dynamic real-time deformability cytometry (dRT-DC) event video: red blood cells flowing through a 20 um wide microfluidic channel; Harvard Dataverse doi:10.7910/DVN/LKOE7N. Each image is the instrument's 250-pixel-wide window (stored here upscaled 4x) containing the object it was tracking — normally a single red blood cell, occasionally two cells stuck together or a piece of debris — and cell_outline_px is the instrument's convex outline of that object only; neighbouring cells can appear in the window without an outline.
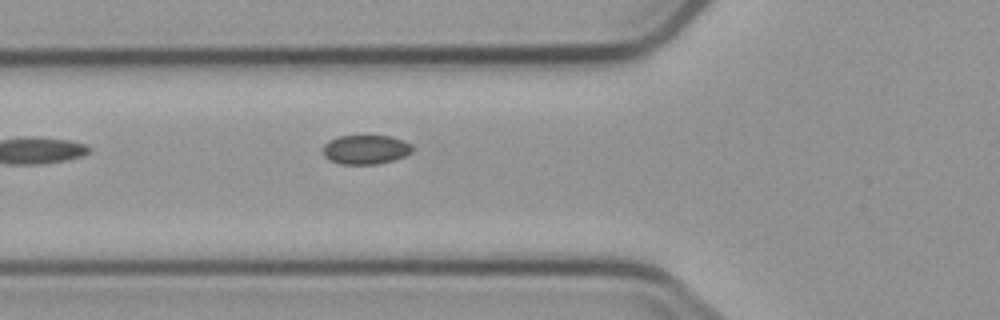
{"species": "common noctule bat (a hibernating species)", "species_latin": "Nyctalus noctula", "temperature_condition": "cold", "stored_images_in_passage": 6, "segment_of_instrument_passage": [2, 2], "camera_frame_rate_fps": 3000, "um_per_image_px": 0.085, "animal": {"sex": "male", "body_mass_g": 23.1, "forearm_length_mm": 52.7}, "frame": {"image": 1, "passage_image": 6, "time_ms": 6.0, "image_size_px": [1000, 320], "cell_outline_px": [[412, 152], [404, 156], [392, 160], [376, 164], [340, 164], [328, 160], [324, 156], [324, 144], [328, 140], [340, 136], [392, 136], [404, 140], [412, 144]], "centroid_in_image_um": [31.08, 12.71], "position_along_channel_um": 94.7, "area_um2": 15.26}}